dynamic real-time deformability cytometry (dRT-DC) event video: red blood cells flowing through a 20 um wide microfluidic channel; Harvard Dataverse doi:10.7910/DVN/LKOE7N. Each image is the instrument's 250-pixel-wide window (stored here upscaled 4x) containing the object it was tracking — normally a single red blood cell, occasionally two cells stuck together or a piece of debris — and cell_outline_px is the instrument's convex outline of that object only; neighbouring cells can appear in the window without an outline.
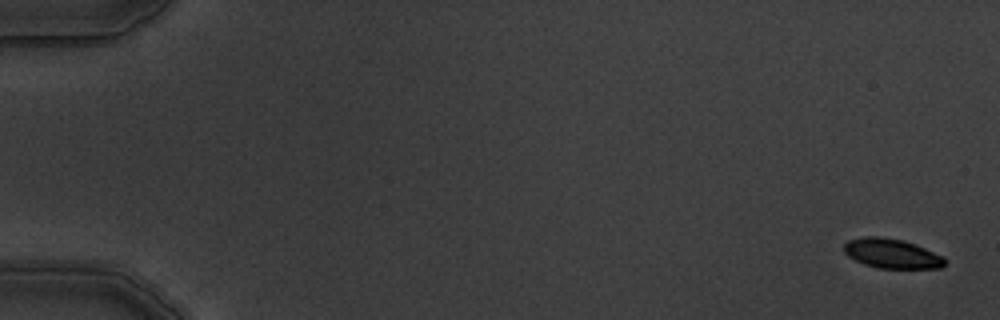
{"species": "common noctule bat (a hibernating species)", "species_latin": "Nyctalus noctula", "temperature_condition": "warm", "stored_images_in_passage": 6, "camera_frame_rate_fps": 3000, "um_per_image_px": 0.085, "animal": {"sex": "male", "body_mass_g": 19.5, "forearm_length_mm": 54.6}, "frame": {"image": 1, "passage_image": 1, "time_ms": 0.0, "image_size_px": [1000, 320], "cell_outline_px": [[948, 260], [940, 268], [880, 268], [864, 264], [848, 256], [844, 252], [844, 244], [848, 240], [864, 236], [880, 236], [904, 240], [916, 244], [944, 256]], "centroid_in_image_um": [75.82, 21.54], "position_along_channel_um": 9.2, "area_um2": 17.51}}